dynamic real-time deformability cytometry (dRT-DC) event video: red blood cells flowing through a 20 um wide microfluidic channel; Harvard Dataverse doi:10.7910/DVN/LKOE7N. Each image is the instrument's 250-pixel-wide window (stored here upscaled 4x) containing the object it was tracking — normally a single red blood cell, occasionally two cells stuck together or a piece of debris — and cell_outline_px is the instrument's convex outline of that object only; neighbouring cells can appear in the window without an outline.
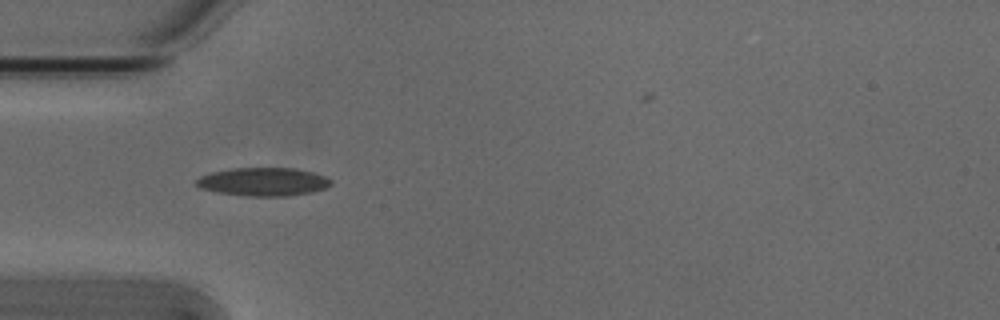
{"species": "Egyptian fruit bat (a non-hibernating species)", "species_latin": "Rousettus aegyptiacus", "temperature_condition": "cold", "stored_images_in_passage": 6, "camera_frame_rate_fps": 3000, "um_per_image_px": 0.085, "animal": {"sex": "male"}, "frame": {"image": 1, "passage_image": 4, "time_ms": 1.0, "image_size_px": [1000, 320], "cell_outline_px": [[332, 184], [328, 188], [312, 192], [288, 196], [248, 196], [216, 192], [200, 188], [196, 184], [196, 180], [200, 176], [212, 172], [232, 168], [296, 168], [312, 172], [324, 176], [332, 180]], "centroid_in_image_um": [22.4, 15.45], "position_along_channel_um": 62.6, "area_um2": 22.31}}
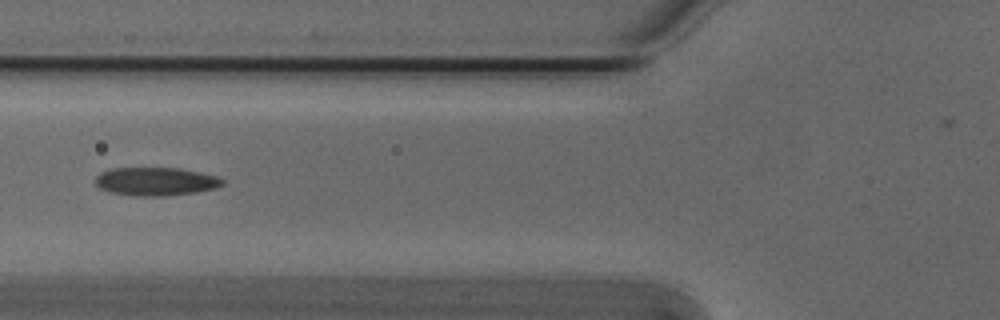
{"frame": {"image": 2, "passage_image": 5, "time_ms": 1.333, "image_size_px": [1000, 320], "cell_outline_px": [[224, 184], [216, 188], [196, 192], [164, 196], [132, 196], [108, 192], [100, 188], [96, 184], [96, 176], [100, 172], [112, 168], [180, 168], [216, 176], [224, 180]], "centroid_in_image_um": [13.22, 15.43], "position_along_channel_um": 112.6, "area_um2": 21.04}}